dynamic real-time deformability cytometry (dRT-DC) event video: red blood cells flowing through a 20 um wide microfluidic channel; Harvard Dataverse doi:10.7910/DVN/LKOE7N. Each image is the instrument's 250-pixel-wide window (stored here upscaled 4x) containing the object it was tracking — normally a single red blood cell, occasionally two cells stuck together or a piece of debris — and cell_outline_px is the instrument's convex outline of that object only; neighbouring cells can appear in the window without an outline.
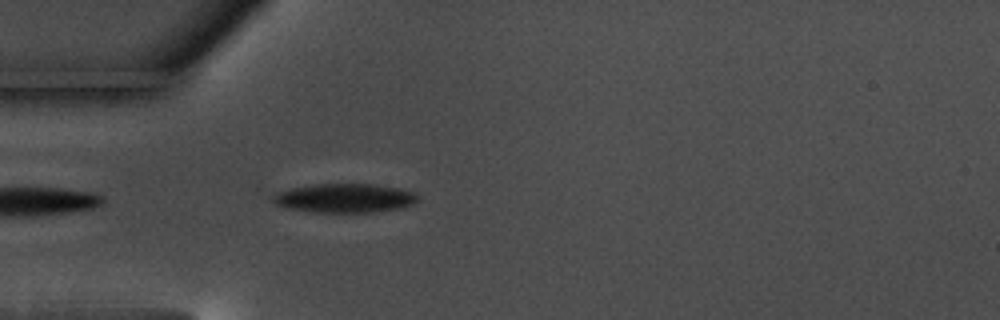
{"species": "common noctule bat (a hibernating species)", "species_latin": "Nyctalus noctula", "temperature_condition": "warm", "stored_images_in_passage": 24, "camera_frame_rate_fps": 3000, "um_per_image_px": 0.085, "animal": {"sex": "male", "body_mass_g": 17.5, "forearm_length_mm": 52.3}, "frame": {"image": 1, "passage_image": 3, "time_ms": 0.667, "image_size_px": [1000, 320], "cell_outline_px": [[420, 200], [404, 208], [376, 212], [312, 212], [284, 208], [276, 204], [272, 200], [272, 196], [280, 192], [292, 188], [316, 184], [372, 184], [400, 188], [416, 192], [420, 196]], "centroid_in_image_um": [29.37, 16.85], "position_along_channel_um": 55.6, "area_um2": 24.74}}
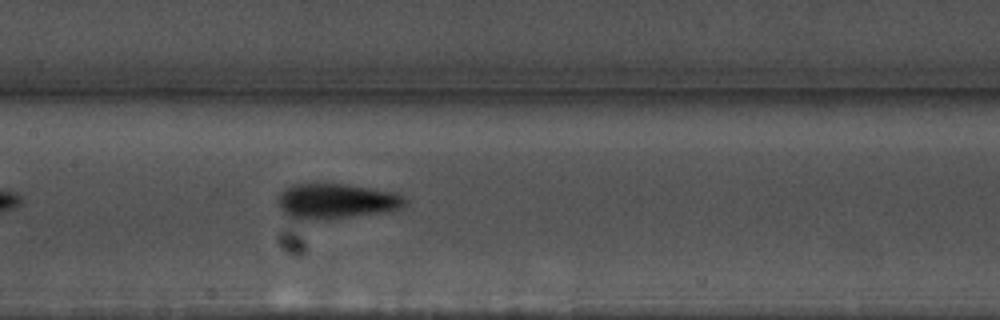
{"frame": {"image": 2, "passage_image": 14, "time_ms": 4.333, "image_size_px": [1000, 320], "cell_outline_px": [[408, 204], [392, 212], [328, 220], [292, 220], [284, 216], [280, 212], [276, 200], [280, 192], [296, 184], [348, 184], [396, 192], [404, 196], [408, 200]], "centroid_in_image_um": [28.58, 17.14], "position_along_channel_um": 178.8, "area_um2": 27.22}}
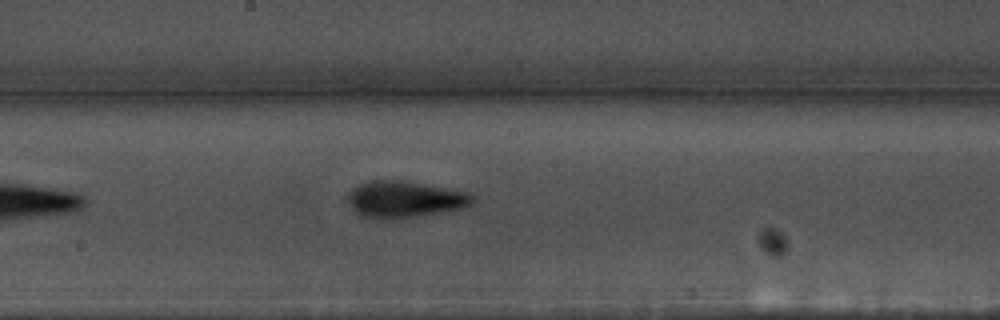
{"frame": {"image": 3, "passage_image": 17, "time_ms": 5.333, "image_size_px": [1000, 320], "cell_outline_px": [[472, 204], [460, 208], [412, 216], [360, 216], [352, 208], [348, 200], [348, 192], [360, 184], [372, 180], [404, 180], [448, 188], [468, 192], [472, 196]], "centroid_in_image_um": [34.38, 16.88], "position_along_channel_um": 213.8, "area_um2": 25.43}}